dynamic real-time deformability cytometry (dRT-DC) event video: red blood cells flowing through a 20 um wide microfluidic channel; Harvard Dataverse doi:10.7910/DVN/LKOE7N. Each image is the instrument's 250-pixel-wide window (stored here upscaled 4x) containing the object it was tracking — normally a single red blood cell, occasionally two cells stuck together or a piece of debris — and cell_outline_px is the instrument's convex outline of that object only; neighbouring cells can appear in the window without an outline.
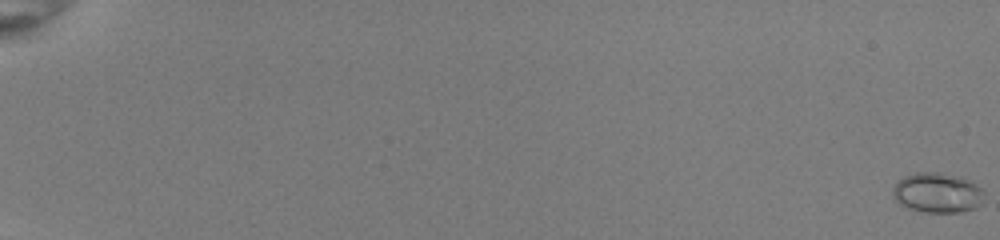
{"species": "common noctule bat (a hibernating species)", "species_latin": "Nyctalus noctula", "temperature_condition": "room temperature", "stored_images_in_passage": 55, "camera_frame_rate_fps": 3000, "um_per_image_px": 0.085, "animal": {"sex": "female", "body_mass_g": 22.0, "forearm_length_mm": 56.7}, "frame": {"image": 1, "passage_image": 1, "time_ms": 0.0, "image_size_px": [1000, 240], "cell_outline_px": [[984, 192], [980, 204], [976, 208], [960, 212], [924, 212], [908, 208], [900, 204], [892, 196], [892, 188], [896, 180], [904, 176], [916, 172], [936, 172], [968, 180], [976, 184]], "centroid_in_image_um": [79.62, 16.39], "position_along_channel_um": 5.4, "area_um2": 21.21}}
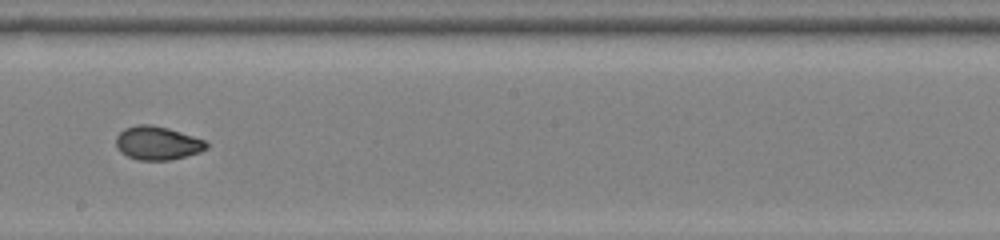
{"frame": {"image": 2, "passage_image": 35, "time_ms": 11.333, "image_size_px": [1000, 240], "cell_outline_px": [[208, 148], [200, 152], [172, 160], [140, 160], [128, 156], [120, 152], [116, 148], [116, 136], [124, 128], [136, 124], [152, 124], [168, 128], [204, 140], [208, 144]], "centroid_in_image_um": [13.36, 12.16], "position_along_channel_um": 234.8, "area_um2": 17.74}}
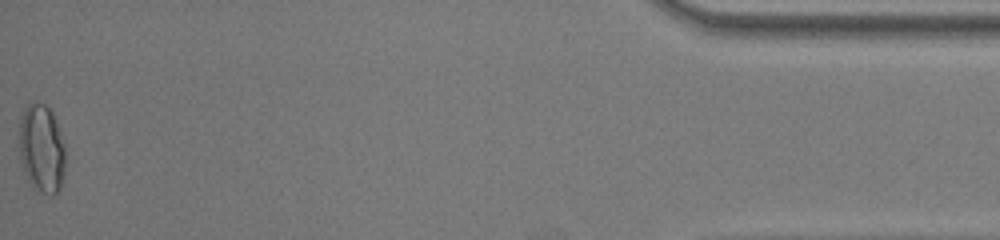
{"frame": {"image": 3, "passage_image": 55, "time_ms": 18.0, "image_size_px": [1000, 240], "cell_outline_px": [[64, 172], [60, 188], [56, 196], [52, 196], [32, 188], [24, 172], [20, 160], [20, 116], [24, 108], [28, 104], [36, 100], [44, 104], [52, 112], [60, 132], [64, 144]], "centroid_in_image_um": [3.53, 12.64], "position_along_channel_um": 431.7, "area_um2": 23.99}, "authors_computed_cell_mechanics": {"area_um2": 18.3226, "velocity_mm_per_s": 4.0305, "shape_relaxation_time_tau1_ms": 5.2453, "shape_relaxation_time_tau2_ms": null, "deformation_change_tau1": 0.1798, "deformation_change_tau2": null}}